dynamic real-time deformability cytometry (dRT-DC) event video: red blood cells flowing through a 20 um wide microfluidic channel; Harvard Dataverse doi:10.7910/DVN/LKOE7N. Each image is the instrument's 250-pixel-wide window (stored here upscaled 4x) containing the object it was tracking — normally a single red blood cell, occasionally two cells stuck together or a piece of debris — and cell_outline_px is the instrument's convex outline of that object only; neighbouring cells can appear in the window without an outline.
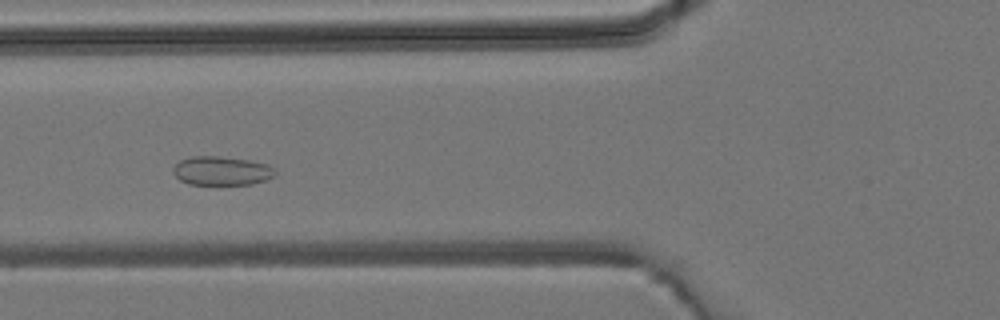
{"species": "common noctule bat (a hibernating species)", "species_latin": "Nyctalus noctula", "temperature_condition": "room temperature", "stored_images_in_passage": 4, "camera_frame_rate_fps": 3000, "um_per_image_px": 0.085, "animal": {"sex": "male", "body_mass_g": 19.2, "forearm_length_mm": 51.8}, "frame": {"image": 1, "passage_image": 4, "time_ms": 4.0, "image_size_px": [1000, 320], "cell_outline_px": [[276, 176], [252, 184], [188, 184], [180, 180], [172, 172], [172, 168], [180, 160], [192, 156], [216, 156], [248, 160], [268, 164], [276, 168]], "centroid_in_image_um": [18.85, 14.52], "position_along_channel_um": 106.9, "area_um2": 17.22}}